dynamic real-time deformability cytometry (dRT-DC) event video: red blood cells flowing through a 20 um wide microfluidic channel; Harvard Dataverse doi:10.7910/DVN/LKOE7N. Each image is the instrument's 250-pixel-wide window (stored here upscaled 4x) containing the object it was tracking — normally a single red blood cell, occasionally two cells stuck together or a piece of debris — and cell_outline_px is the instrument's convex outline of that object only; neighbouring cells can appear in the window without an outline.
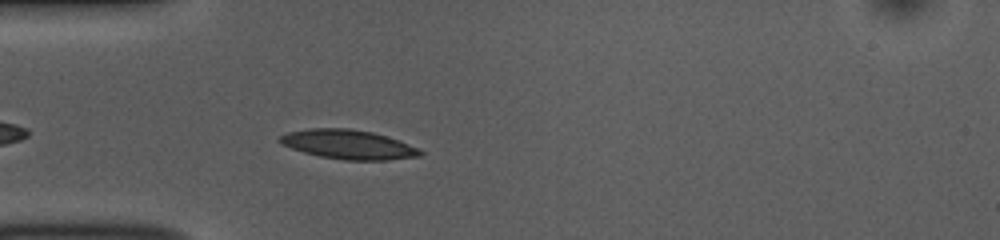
{"species": "common noctule bat (a hibernating species)", "species_latin": "Nyctalus noctula", "temperature_condition": "room temperature", "stored_images_in_passage": 42, "camera_frame_rate_fps": 3000, "um_per_image_px": 0.085, "animal": {"sex": "female", "body_mass_g": 10.0, "forearm_length_mm": 53.1}, "frame": {"image": 1, "passage_image": 4, "time_ms": 1.0, "image_size_px": [1000, 240], "cell_outline_px": [[424, 152], [420, 156], [388, 160], [344, 160], [320, 156], [304, 152], [280, 144], [276, 140], [280, 136], [288, 132], [308, 128], [348, 128], [372, 132], [408, 144]], "centroid_in_image_um": [29.55, 12.28], "position_along_channel_um": 55.5, "area_um2": 23.76}}
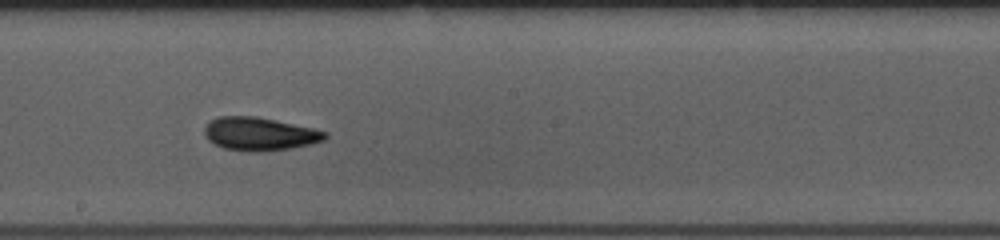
{"frame": {"image": 2, "passage_image": 18, "time_ms": 5.667, "image_size_px": [1000, 240], "cell_outline_px": [[328, 136], [324, 140], [312, 144], [292, 148], [260, 152], [248, 152], [224, 148], [208, 140], [204, 136], [204, 128], [208, 120], [216, 116], [256, 116], [316, 128], [328, 132]], "centroid_in_image_um": [22.07, 11.37], "position_along_channel_um": 226.1, "area_um2": 23.81}}
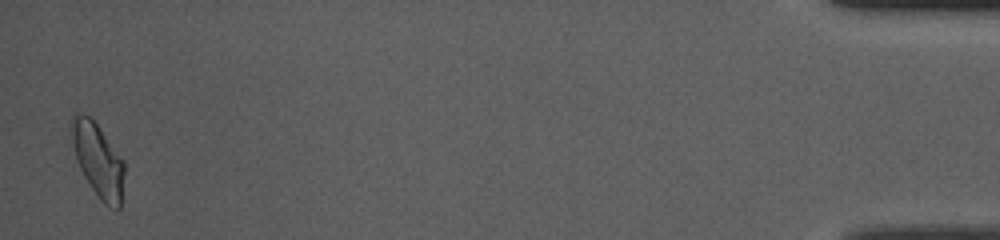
{"frame": {"image": 3, "passage_image": 41, "time_ms": 13.333, "image_size_px": [1000, 240], "cell_outline_px": [[124, 176], [120, 208], [116, 212], [108, 208], [100, 200], [84, 176], [76, 160], [68, 128], [68, 120], [76, 112], [88, 116], [96, 124], [124, 160]], "centroid_in_image_um": [8.3, 13.61], "position_along_channel_um": 426.9, "area_um2": 23.06}, "authors_computed_cell_mechanics": {"area_um2": 22.3975, "velocity_mm_per_s": 3.763, "shape_relaxation_time_tau1_ms": 3.7742, "shape_relaxation_time_tau2_ms": 1.472, "deformation_change_tau1": 0.1371, "deformation_change_tau2": 0.0577}}